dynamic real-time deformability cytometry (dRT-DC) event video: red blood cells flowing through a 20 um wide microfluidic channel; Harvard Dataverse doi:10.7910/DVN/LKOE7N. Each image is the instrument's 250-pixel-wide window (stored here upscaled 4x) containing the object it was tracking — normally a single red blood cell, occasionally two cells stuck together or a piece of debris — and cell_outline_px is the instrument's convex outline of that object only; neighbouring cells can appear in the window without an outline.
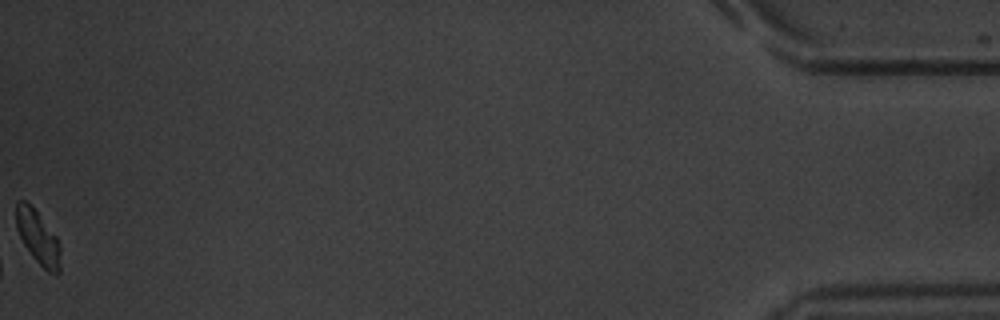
{"species": "common noctule bat (a hibernating species)", "species_latin": "Nyctalus noctula", "temperature_condition": "warm", "stored_images_in_passage": 55, "camera_frame_rate_fps": 3000, "um_per_image_px": 0.085, "animal": {"sex": "male", "body_mass_g": 20.1, "forearm_length_mm": 53.5}, "frame": {"image": 1, "passage_image": 55, "time_ms": 18.0, "image_size_px": [1000, 320], "cell_outline_px": [[60, 272], [56, 276], [48, 272], [32, 256], [24, 244], [16, 228], [16, 200], [24, 200], [32, 204], [56, 236], [60, 244]], "centroid_in_image_um": [3.23, 20.15], "position_along_channel_um": 432.0, "area_um2": 14.05}, "authors_computed_cell_mechanics": {"area_um2": 16.6464, "velocity_mm_per_s": 3.7976, "shape_relaxation_time_tau1_ms": 1.7119, "shape_relaxation_time_tau2_ms": null, "deformation_change_tau1": 0.1132, "deformation_change_tau2": null}}